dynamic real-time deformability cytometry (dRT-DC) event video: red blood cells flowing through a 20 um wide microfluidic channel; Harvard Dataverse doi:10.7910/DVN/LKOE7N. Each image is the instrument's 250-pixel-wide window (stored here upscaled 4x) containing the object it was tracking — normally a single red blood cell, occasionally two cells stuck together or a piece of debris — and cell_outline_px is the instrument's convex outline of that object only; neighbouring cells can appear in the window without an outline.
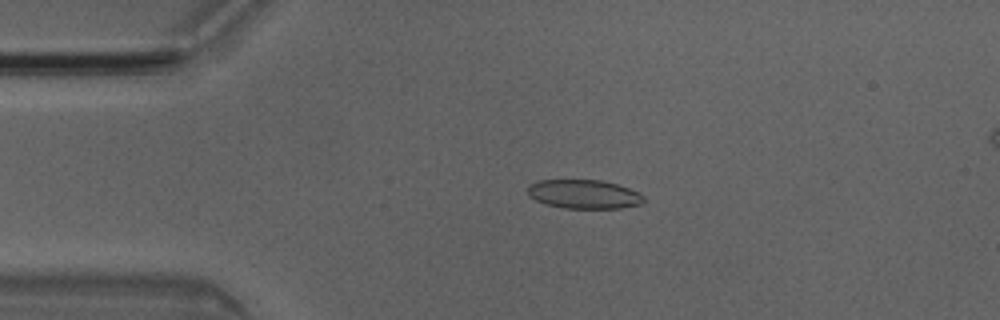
{"species": "Egyptian fruit bat (a non-hibernating species)", "species_latin": "Rousettus aegyptiacus", "temperature_condition": "room temperature", "stored_images_in_passage": 6, "camera_frame_rate_fps": 3000, "um_per_image_px": 0.085, "animal": {"sex": "male"}, "frame": {"image": 1, "passage_image": 4, "time_ms": 1.0, "image_size_px": [1000, 320], "cell_outline_px": [[644, 200], [640, 204], [620, 208], [564, 208], [544, 204], [528, 196], [528, 184], [536, 180], [600, 180], [616, 184], [628, 188], [644, 196]], "centroid_in_image_um": [49.57, 16.5], "position_along_channel_um": 35.4, "area_um2": 19.54}}